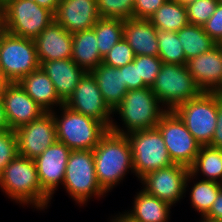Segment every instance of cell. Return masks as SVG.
Returning a JSON list of instances; mask_svg holds the SVG:
<instances>
[{"label":"cell","mask_w":222,"mask_h":222,"mask_svg":"<svg viewBox=\"0 0 222 222\" xmlns=\"http://www.w3.org/2000/svg\"><path fill=\"white\" fill-rule=\"evenodd\" d=\"M1 99L10 130L15 131L45 113V110L24 91L18 82L11 83Z\"/></svg>","instance_id":"16"},{"label":"cell","mask_w":222,"mask_h":222,"mask_svg":"<svg viewBox=\"0 0 222 222\" xmlns=\"http://www.w3.org/2000/svg\"><path fill=\"white\" fill-rule=\"evenodd\" d=\"M19 156L36 159L57 141L52 112H45L34 121L15 130Z\"/></svg>","instance_id":"14"},{"label":"cell","mask_w":222,"mask_h":222,"mask_svg":"<svg viewBox=\"0 0 222 222\" xmlns=\"http://www.w3.org/2000/svg\"><path fill=\"white\" fill-rule=\"evenodd\" d=\"M24 91L45 112H51L54 106H62L64 103L57 95L54 84L41 67L24 76L19 82Z\"/></svg>","instance_id":"22"},{"label":"cell","mask_w":222,"mask_h":222,"mask_svg":"<svg viewBox=\"0 0 222 222\" xmlns=\"http://www.w3.org/2000/svg\"><path fill=\"white\" fill-rule=\"evenodd\" d=\"M54 13L34 0H7L3 7L4 31L35 39L51 22Z\"/></svg>","instance_id":"6"},{"label":"cell","mask_w":222,"mask_h":222,"mask_svg":"<svg viewBox=\"0 0 222 222\" xmlns=\"http://www.w3.org/2000/svg\"><path fill=\"white\" fill-rule=\"evenodd\" d=\"M126 137L131 148L134 173L139 179L173 164L157 127L133 132Z\"/></svg>","instance_id":"8"},{"label":"cell","mask_w":222,"mask_h":222,"mask_svg":"<svg viewBox=\"0 0 222 222\" xmlns=\"http://www.w3.org/2000/svg\"><path fill=\"white\" fill-rule=\"evenodd\" d=\"M166 0H135L133 18L149 19Z\"/></svg>","instance_id":"38"},{"label":"cell","mask_w":222,"mask_h":222,"mask_svg":"<svg viewBox=\"0 0 222 222\" xmlns=\"http://www.w3.org/2000/svg\"><path fill=\"white\" fill-rule=\"evenodd\" d=\"M101 18L127 20L133 18L135 0H96Z\"/></svg>","instance_id":"32"},{"label":"cell","mask_w":222,"mask_h":222,"mask_svg":"<svg viewBox=\"0 0 222 222\" xmlns=\"http://www.w3.org/2000/svg\"><path fill=\"white\" fill-rule=\"evenodd\" d=\"M133 209L124 212L136 222H168L171 204L140 190L134 197Z\"/></svg>","instance_id":"25"},{"label":"cell","mask_w":222,"mask_h":222,"mask_svg":"<svg viewBox=\"0 0 222 222\" xmlns=\"http://www.w3.org/2000/svg\"><path fill=\"white\" fill-rule=\"evenodd\" d=\"M209 146L222 149V94L219 92L216 128Z\"/></svg>","instance_id":"40"},{"label":"cell","mask_w":222,"mask_h":222,"mask_svg":"<svg viewBox=\"0 0 222 222\" xmlns=\"http://www.w3.org/2000/svg\"><path fill=\"white\" fill-rule=\"evenodd\" d=\"M123 38L132 48L135 56H158L157 29L148 19L124 20Z\"/></svg>","instance_id":"21"},{"label":"cell","mask_w":222,"mask_h":222,"mask_svg":"<svg viewBox=\"0 0 222 222\" xmlns=\"http://www.w3.org/2000/svg\"><path fill=\"white\" fill-rule=\"evenodd\" d=\"M93 153L96 178L106 193L123 180L127 171L134 173L131 148L125 135L108 130Z\"/></svg>","instance_id":"1"},{"label":"cell","mask_w":222,"mask_h":222,"mask_svg":"<svg viewBox=\"0 0 222 222\" xmlns=\"http://www.w3.org/2000/svg\"><path fill=\"white\" fill-rule=\"evenodd\" d=\"M4 30L3 25V8H0V33Z\"/></svg>","instance_id":"47"},{"label":"cell","mask_w":222,"mask_h":222,"mask_svg":"<svg viewBox=\"0 0 222 222\" xmlns=\"http://www.w3.org/2000/svg\"><path fill=\"white\" fill-rule=\"evenodd\" d=\"M7 0H0V8H3L4 7V3L6 2Z\"/></svg>","instance_id":"49"},{"label":"cell","mask_w":222,"mask_h":222,"mask_svg":"<svg viewBox=\"0 0 222 222\" xmlns=\"http://www.w3.org/2000/svg\"><path fill=\"white\" fill-rule=\"evenodd\" d=\"M218 2L216 0H196L186 6L189 24L203 26L212 16Z\"/></svg>","instance_id":"34"},{"label":"cell","mask_w":222,"mask_h":222,"mask_svg":"<svg viewBox=\"0 0 222 222\" xmlns=\"http://www.w3.org/2000/svg\"><path fill=\"white\" fill-rule=\"evenodd\" d=\"M186 66L203 92L222 94V44L187 60Z\"/></svg>","instance_id":"18"},{"label":"cell","mask_w":222,"mask_h":222,"mask_svg":"<svg viewBox=\"0 0 222 222\" xmlns=\"http://www.w3.org/2000/svg\"><path fill=\"white\" fill-rule=\"evenodd\" d=\"M184 50L186 62L200 54L209 52L218 45L205 31L203 26L188 24L177 31Z\"/></svg>","instance_id":"26"},{"label":"cell","mask_w":222,"mask_h":222,"mask_svg":"<svg viewBox=\"0 0 222 222\" xmlns=\"http://www.w3.org/2000/svg\"><path fill=\"white\" fill-rule=\"evenodd\" d=\"M133 62L138 65L139 79H142L147 87H152L161 70L162 60L158 56L138 55Z\"/></svg>","instance_id":"33"},{"label":"cell","mask_w":222,"mask_h":222,"mask_svg":"<svg viewBox=\"0 0 222 222\" xmlns=\"http://www.w3.org/2000/svg\"><path fill=\"white\" fill-rule=\"evenodd\" d=\"M34 41L40 64L46 61L71 59L72 57V34L55 20Z\"/></svg>","instance_id":"19"},{"label":"cell","mask_w":222,"mask_h":222,"mask_svg":"<svg viewBox=\"0 0 222 222\" xmlns=\"http://www.w3.org/2000/svg\"><path fill=\"white\" fill-rule=\"evenodd\" d=\"M160 105L151 87L128 90L121 103L113 110V113L118 112L117 114L121 116L127 131L120 129L116 123L111 124L110 130L126 136L133 132L154 128L167 112Z\"/></svg>","instance_id":"3"},{"label":"cell","mask_w":222,"mask_h":222,"mask_svg":"<svg viewBox=\"0 0 222 222\" xmlns=\"http://www.w3.org/2000/svg\"><path fill=\"white\" fill-rule=\"evenodd\" d=\"M0 67L12 83L40 67L34 39L0 33Z\"/></svg>","instance_id":"10"},{"label":"cell","mask_w":222,"mask_h":222,"mask_svg":"<svg viewBox=\"0 0 222 222\" xmlns=\"http://www.w3.org/2000/svg\"><path fill=\"white\" fill-rule=\"evenodd\" d=\"M40 67L51 79L57 95L64 104L86 73L72 59L46 61L42 62Z\"/></svg>","instance_id":"20"},{"label":"cell","mask_w":222,"mask_h":222,"mask_svg":"<svg viewBox=\"0 0 222 222\" xmlns=\"http://www.w3.org/2000/svg\"><path fill=\"white\" fill-rule=\"evenodd\" d=\"M60 117L52 110L57 141L71 150H93L108 128L101 122L72 110L63 104Z\"/></svg>","instance_id":"4"},{"label":"cell","mask_w":222,"mask_h":222,"mask_svg":"<svg viewBox=\"0 0 222 222\" xmlns=\"http://www.w3.org/2000/svg\"><path fill=\"white\" fill-rule=\"evenodd\" d=\"M222 190V184L215 181L199 180L191 188L190 199L193 208L201 213V217H205L219 192Z\"/></svg>","instance_id":"30"},{"label":"cell","mask_w":222,"mask_h":222,"mask_svg":"<svg viewBox=\"0 0 222 222\" xmlns=\"http://www.w3.org/2000/svg\"><path fill=\"white\" fill-rule=\"evenodd\" d=\"M204 31L218 44H222V4H218L210 19L203 25Z\"/></svg>","instance_id":"37"},{"label":"cell","mask_w":222,"mask_h":222,"mask_svg":"<svg viewBox=\"0 0 222 222\" xmlns=\"http://www.w3.org/2000/svg\"><path fill=\"white\" fill-rule=\"evenodd\" d=\"M91 73L98 83L102 98L112 111L115 110L128 91L124 85L123 71L101 63Z\"/></svg>","instance_id":"23"},{"label":"cell","mask_w":222,"mask_h":222,"mask_svg":"<svg viewBox=\"0 0 222 222\" xmlns=\"http://www.w3.org/2000/svg\"><path fill=\"white\" fill-rule=\"evenodd\" d=\"M218 4H222V0H216Z\"/></svg>","instance_id":"51"},{"label":"cell","mask_w":222,"mask_h":222,"mask_svg":"<svg viewBox=\"0 0 222 222\" xmlns=\"http://www.w3.org/2000/svg\"><path fill=\"white\" fill-rule=\"evenodd\" d=\"M199 172L206 177L202 180L215 181L222 184V149L201 145L195 162L190 167V173L194 178Z\"/></svg>","instance_id":"27"},{"label":"cell","mask_w":222,"mask_h":222,"mask_svg":"<svg viewBox=\"0 0 222 222\" xmlns=\"http://www.w3.org/2000/svg\"><path fill=\"white\" fill-rule=\"evenodd\" d=\"M111 222H136L132 220L130 217H128L125 213L119 214L117 217L115 216Z\"/></svg>","instance_id":"45"},{"label":"cell","mask_w":222,"mask_h":222,"mask_svg":"<svg viewBox=\"0 0 222 222\" xmlns=\"http://www.w3.org/2000/svg\"><path fill=\"white\" fill-rule=\"evenodd\" d=\"M148 20L162 31L177 32L189 24L186 7L173 0H166Z\"/></svg>","instance_id":"28"},{"label":"cell","mask_w":222,"mask_h":222,"mask_svg":"<svg viewBox=\"0 0 222 222\" xmlns=\"http://www.w3.org/2000/svg\"><path fill=\"white\" fill-rule=\"evenodd\" d=\"M156 127L162 134L173 164L190 168L195 162L201 144L192 136L184 122L174 111H167Z\"/></svg>","instance_id":"11"},{"label":"cell","mask_w":222,"mask_h":222,"mask_svg":"<svg viewBox=\"0 0 222 222\" xmlns=\"http://www.w3.org/2000/svg\"><path fill=\"white\" fill-rule=\"evenodd\" d=\"M123 71L124 85L128 90L140 89L147 87L142 79H139L138 65L134 62L119 67Z\"/></svg>","instance_id":"39"},{"label":"cell","mask_w":222,"mask_h":222,"mask_svg":"<svg viewBox=\"0 0 222 222\" xmlns=\"http://www.w3.org/2000/svg\"><path fill=\"white\" fill-rule=\"evenodd\" d=\"M135 54L124 38H121L103 58V64L119 68L133 62Z\"/></svg>","instance_id":"35"},{"label":"cell","mask_w":222,"mask_h":222,"mask_svg":"<svg viewBox=\"0 0 222 222\" xmlns=\"http://www.w3.org/2000/svg\"><path fill=\"white\" fill-rule=\"evenodd\" d=\"M151 89L167 111H174L179 105L203 93L186 64L163 63Z\"/></svg>","instance_id":"5"},{"label":"cell","mask_w":222,"mask_h":222,"mask_svg":"<svg viewBox=\"0 0 222 222\" xmlns=\"http://www.w3.org/2000/svg\"><path fill=\"white\" fill-rule=\"evenodd\" d=\"M191 178L194 179L190 168L172 164L169 167L150 172L140 180L145 185L142 190L146 193L174 205L183 198Z\"/></svg>","instance_id":"12"},{"label":"cell","mask_w":222,"mask_h":222,"mask_svg":"<svg viewBox=\"0 0 222 222\" xmlns=\"http://www.w3.org/2000/svg\"><path fill=\"white\" fill-rule=\"evenodd\" d=\"M63 185L79 205L85 204L92 196L106 195L96 178L93 150H71Z\"/></svg>","instance_id":"7"},{"label":"cell","mask_w":222,"mask_h":222,"mask_svg":"<svg viewBox=\"0 0 222 222\" xmlns=\"http://www.w3.org/2000/svg\"><path fill=\"white\" fill-rule=\"evenodd\" d=\"M96 0H61L54 20L73 34L91 29L100 19Z\"/></svg>","instance_id":"17"},{"label":"cell","mask_w":222,"mask_h":222,"mask_svg":"<svg viewBox=\"0 0 222 222\" xmlns=\"http://www.w3.org/2000/svg\"><path fill=\"white\" fill-rule=\"evenodd\" d=\"M7 130H10V129H0V136Z\"/></svg>","instance_id":"50"},{"label":"cell","mask_w":222,"mask_h":222,"mask_svg":"<svg viewBox=\"0 0 222 222\" xmlns=\"http://www.w3.org/2000/svg\"><path fill=\"white\" fill-rule=\"evenodd\" d=\"M65 105L103 123L109 130L114 121L110 116L114 113L102 98L98 83L91 72H86L80 79Z\"/></svg>","instance_id":"13"},{"label":"cell","mask_w":222,"mask_h":222,"mask_svg":"<svg viewBox=\"0 0 222 222\" xmlns=\"http://www.w3.org/2000/svg\"><path fill=\"white\" fill-rule=\"evenodd\" d=\"M18 155L16 133L14 130H7L0 136V174Z\"/></svg>","instance_id":"36"},{"label":"cell","mask_w":222,"mask_h":222,"mask_svg":"<svg viewBox=\"0 0 222 222\" xmlns=\"http://www.w3.org/2000/svg\"><path fill=\"white\" fill-rule=\"evenodd\" d=\"M72 42L71 59L85 72H92L103 62L93 28L73 33Z\"/></svg>","instance_id":"24"},{"label":"cell","mask_w":222,"mask_h":222,"mask_svg":"<svg viewBox=\"0 0 222 222\" xmlns=\"http://www.w3.org/2000/svg\"><path fill=\"white\" fill-rule=\"evenodd\" d=\"M158 57L163 63L186 64L183 47L175 31L157 29Z\"/></svg>","instance_id":"31"},{"label":"cell","mask_w":222,"mask_h":222,"mask_svg":"<svg viewBox=\"0 0 222 222\" xmlns=\"http://www.w3.org/2000/svg\"><path fill=\"white\" fill-rule=\"evenodd\" d=\"M0 129H10L2 99L0 98Z\"/></svg>","instance_id":"44"},{"label":"cell","mask_w":222,"mask_h":222,"mask_svg":"<svg viewBox=\"0 0 222 222\" xmlns=\"http://www.w3.org/2000/svg\"><path fill=\"white\" fill-rule=\"evenodd\" d=\"M0 188L17 203L37 209L47 207L51 200L42 189L35 161L19 155L0 174Z\"/></svg>","instance_id":"2"},{"label":"cell","mask_w":222,"mask_h":222,"mask_svg":"<svg viewBox=\"0 0 222 222\" xmlns=\"http://www.w3.org/2000/svg\"><path fill=\"white\" fill-rule=\"evenodd\" d=\"M39 6L45 7L53 13L56 12L57 6L61 0H34Z\"/></svg>","instance_id":"42"},{"label":"cell","mask_w":222,"mask_h":222,"mask_svg":"<svg viewBox=\"0 0 222 222\" xmlns=\"http://www.w3.org/2000/svg\"><path fill=\"white\" fill-rule=\"evenodd\" d=\"M174 112L201 145H209L216 128L218 92H203L179 105Z\"/></svg>","instance_id":"9"},{"label":"cell","mask_w":222,"mask_h":222,"mask_svg":"<svg viewBox=\"0 0 222 222\" xmlns=\"http://www.w3.org/2000/svg\"><path fill=\"white\" fill-rule=\"evenodd\" d=\"M92 28L98 41L100 56L104 58L113 46L123 38L124 20L100 18Z\"/></svg>","instance_id":"29"},{"label":"cell","mask_w":222,"mask_h":222,"mask_svg":"<svg viewBox=\"0 0 222 222\" xmlns=\"http://www.w3.org/2000/svg\"><path fill=\"white\" fill-rule=\"evenodd\" d=\"M200 222H222V221H216V220L208 219L206 217H202V220Z\"/></svg>","instance_id":"48"},{"label":"cell","mask_w":222,"mask_h":222,"mask_svg":"<svg viewBox=\"0 0 222 222\" xmlns=\"http://www.w3.org/2000/svg\"><path fill=\"white\" fill-rule=\"evenodd\" d=\"M173 1H176L177 3L186 7L187 5H189L190 3L195 2L196 0H173Z\"/></svg>","instance_id":"46"},{"label":"cell","mask_w":222,"mask_h":222,"mask_svg":"<svg viewBox=\"0 0 222 222\" xmlns=\"http://www.w3.org/2000/svg\"><path fill=\"white\" fill-rule=\"evenodd\" d=\"M12 82L8 79V77L5 75L4 71L0 67V98L2 97L4 91L6 88L11 84Z\"/></svg>","instance_id":"43"},{"label":"cell","mask_w":222,"mask_h":222,"mask_svg":"<svg viewBox=\"0 0 222 222\" xmlns=\"http://www.w3.org/2000/svg\"><path fill=\"white\" fill-rule=\"evenodd\" d=\"M205 217L211 220L222 221V190L219 192L209 213Z\"/></svg>","instance_id":"41"},{"label":"cell","mask_w":222,"mask_h":222,"mask_svg":"<svg viewBox=\"0 0 222 222\" xmlns=\"http://www.w3.org/2000/svg\"><path fill=\"white\" fill-rule=\"evenodd\" d=\"M71 149L56 141L34 159L42 189L52 198L59 183L63 185Z\"/></svg>","instance_id":"15"}]
</instances>
